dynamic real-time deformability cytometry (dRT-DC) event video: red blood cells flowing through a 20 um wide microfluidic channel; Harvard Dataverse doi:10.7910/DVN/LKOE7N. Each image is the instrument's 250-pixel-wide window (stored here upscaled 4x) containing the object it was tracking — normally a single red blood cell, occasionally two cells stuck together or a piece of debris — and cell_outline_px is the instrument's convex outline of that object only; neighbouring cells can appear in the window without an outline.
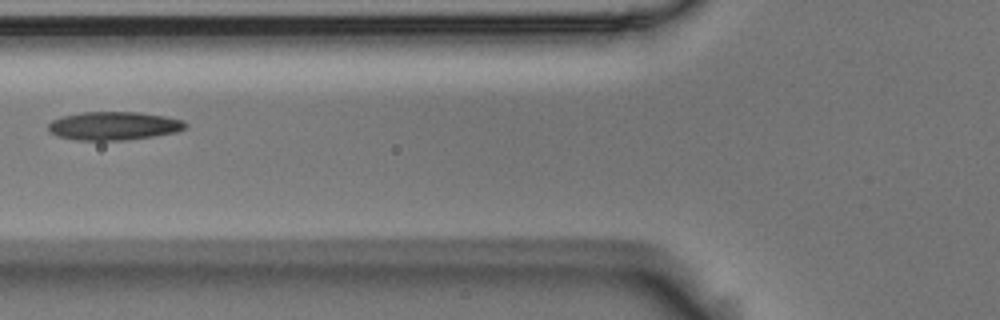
{"species": "Egyptian fruit bat (a non-hibernating species)", "species_latin": "Rousettus aegyptiacus", "temperature_condition": "room temperature", "stored_images_in_passage": 3, "camera_frame_rate_fps": 3000, "um_per_image_px": 0.085, "animal": {"sex": "male"}, "frame": {"image": 1, "passage_image": 3, "time_ms": 0.667, "image_size_px": [1000, 320], "cell_outline_px": [[188, 124], [184, 128], [176, 132], [128, 140], [76, 140], [56, 136], [48, 128], [48, 124], [52, 120], [64, 116], [84, 112], [136, 112], [164, 116], [184, 120]], "centroid_in_image_um": [9.68, 10.7], "position_along_channel_um": 116.1, "area_um2": 22.54}}